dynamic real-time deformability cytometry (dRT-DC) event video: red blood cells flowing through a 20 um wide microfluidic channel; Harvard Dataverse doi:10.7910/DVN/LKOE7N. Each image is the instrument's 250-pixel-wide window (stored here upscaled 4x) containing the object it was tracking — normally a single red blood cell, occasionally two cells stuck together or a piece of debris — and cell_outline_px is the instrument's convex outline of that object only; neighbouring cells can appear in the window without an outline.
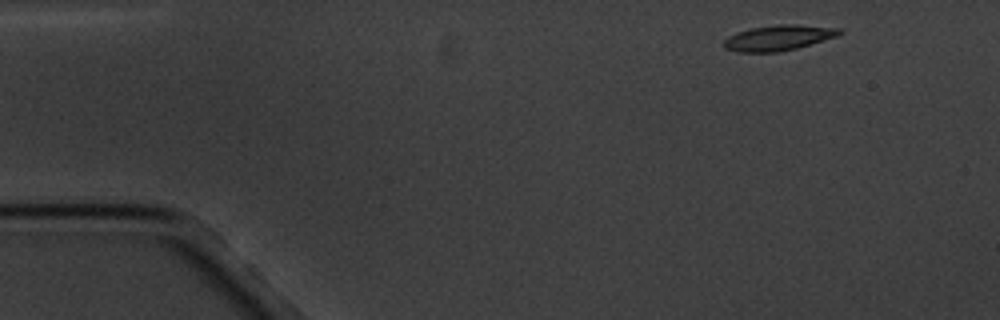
{"species": "common noctule bat (a hibernating species)", "species_latin": "Nyctalus noctula", "temperature_condition": "cold", "stored_images_in_passage": 4, "camera_frame_rate_fps": 3000, "um_per_image_px": 0.085, "animal": {"sex": "male", "body_mass_g": 20.1, "forearm_length_mm": 53.5}, "frame": {"image": 1, "passage_image": 1, "time_ms": 0.0, "image_size_px": [1000, 320], "cell_outline_px": [[844, 32], [840, 36], [796, 48], [780, 52], [736, 52], [724, 48], [720, 44], [728, 36], [736, 32], [752, 28], [776, 24], [800, 24], [840, 28]], "centroid_in_image_um": [66.18, 3.21], "position_along_channel_um": 18.8, "area_um2": 17.51}}